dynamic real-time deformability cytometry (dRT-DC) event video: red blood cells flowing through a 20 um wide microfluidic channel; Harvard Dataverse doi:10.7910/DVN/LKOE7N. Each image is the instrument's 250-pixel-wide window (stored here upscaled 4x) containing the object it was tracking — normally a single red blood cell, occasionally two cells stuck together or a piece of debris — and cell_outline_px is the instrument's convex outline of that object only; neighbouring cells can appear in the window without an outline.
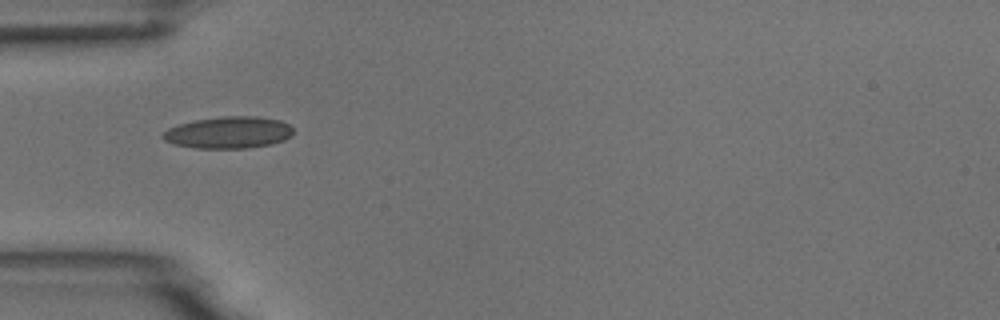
{"species": "common noctule bat (a hibernating species)", "species_latin": "Nyctalus noctula", "temperature_condition": "room temperature", "stored_images_in_passage": 1, "camera_frame_rate_fps": 3000, "um_per_image_px": 0.085, "animal": {"sex": "male", "body_mass_g": 18.8}, "frame": {"image": 1, "passage_image": 1, "time_ms": 0.0, "image_size_px": [1000, 320], "cell_outline_px": [[292, 136], [284, 140], [272, 144], [248, 148], [196, 148], [172, 144], [164, 140], [160, 136], [168, 128], [180, 124], [196, 120], [220, 116], [256, 116], [280, 120], [288, 124], [292, 128]], "centroid_in_image_um": [19.42, 11.26], "position_along_channel_um": 65.6, "area_um2": 24.28}}